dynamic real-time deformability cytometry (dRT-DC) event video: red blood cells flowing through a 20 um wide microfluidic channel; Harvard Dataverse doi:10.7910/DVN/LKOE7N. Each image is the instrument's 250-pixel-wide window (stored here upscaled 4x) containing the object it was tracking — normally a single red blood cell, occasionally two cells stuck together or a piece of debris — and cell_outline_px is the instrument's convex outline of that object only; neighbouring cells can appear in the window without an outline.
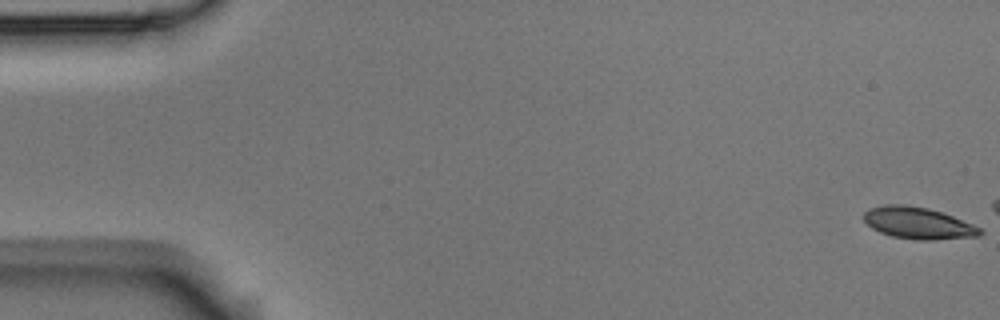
{"species": "Egyptian fruit bat (a non-hibernating species)", "species_latin": "Rousettus aegyptiacus", "temperature_condition": "room temperature", "stored_images_in_passage": 4, "camera_frame_rate_fps": 3000, "um_per_image_px": 0.085, "animal": {"sex": "male"}, "frame": {"image": 1, "passage_image": 1, "time_ms": 0.0, "image_size_px": [1000, 320], "cell_outline_px": [[984, 232], [980, 236], [932, 240], [920, 240], [892, 236], [880, 232], [872, 228], [864, 220], [864, 212], [872, 208], [888, 204], [900, 204], [928, 208], [952, 216], [972, 224], [980, 228]], "centroid_in_image_um": [78.06, 18.97], "position_along_channel_um": 6.9, "area_um2": 21.21}}